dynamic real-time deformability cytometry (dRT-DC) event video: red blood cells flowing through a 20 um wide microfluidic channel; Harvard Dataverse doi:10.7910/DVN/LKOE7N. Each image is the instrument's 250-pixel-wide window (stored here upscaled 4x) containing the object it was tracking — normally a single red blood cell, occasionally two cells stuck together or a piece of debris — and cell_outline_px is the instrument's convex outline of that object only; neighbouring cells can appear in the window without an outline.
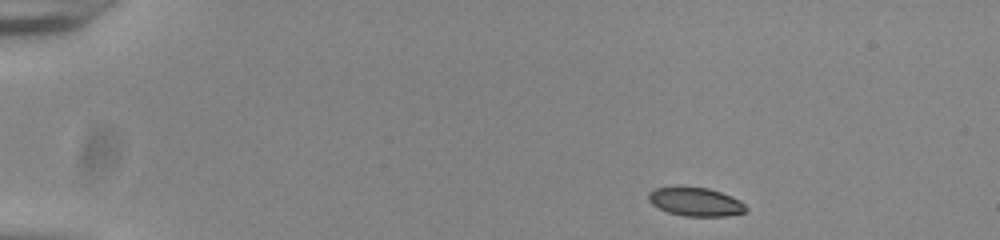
{"species": "common noctule bat (a hibernating species)", "species_latin": "Nyctalus noctula", "temperature_condition": "room temperature", "stored_images_in_passage": 47, "camera_frame_rate_fps": 3000, "um_per_image_px": 0.085, "animal": {"sex": "male", "body_mass_g": 20.0, "forearm_length_mm": 53.3}, "frame": {"image": 1, "passage_image": 1, "time_ms": 0.0, "image_size_px": [1000, 240], "cell_outline_px": [[748, 208], [744, 212], [728, 216], [684, 216], [668, 212], [652, 204], [648, 200], [648, 192], [656, 188], [676, 184], [708, 188], [732, 196], [740, 200]], "centroid_in_image_um": [59.09, 17.11], "position_along_channel_um": 25.9, "area_um2": 16.7}}
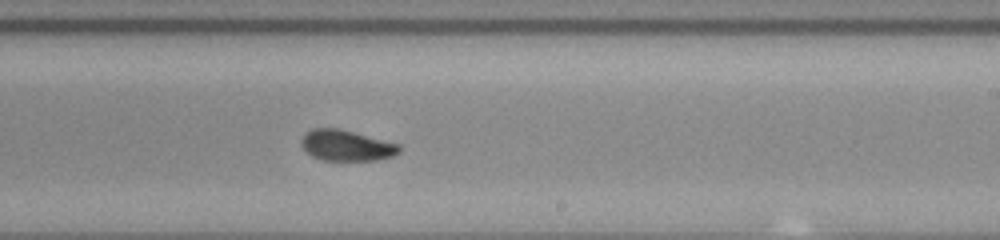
{"frame": {"image": 2, "passage_image": 27, "time_ms": 8.667, "image_size_px": [1000, 240], "cell_outline_px": [[400, 152], [392, 156], [376, 160], [324, 160], [312, 156], [300, 144], [300, 140], [312, 128], [340, 128], [400, 144]], "centroid_in_image_um": [29.46, 12.36], "position_along_channel_um": 259.5, "area_um2": 17.51}}
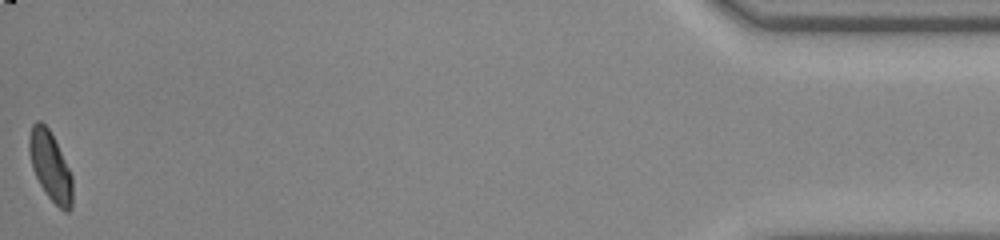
{"frame": {"image": 3, "passage_image": 47, "time_ms": 15.333, "image_size_px": [1000, 240], "cell_outline_px": [[72, 208], [68, 212], [64, 212], [44, 192], [32, 168], [28, 152], [28, 136], [32, 124], [36, 120], [40, 120], [48, 128], [72, 176]], "centroid_in_image_um": [4.25, 14.13], "position_along_channel_um": 431.0, "area_um2": 17.34}, "authors_computed_cell_mechanics": {"area_um2": 17.34, "velocity_mm_per_s": 3.8313, "shape_relaxation_time_tau1_ms": 2.5286, "shape_relaxation_time_tau2_ms": 1.5222, "deformation_change_tau1": 0.1177, "deformation_change_tau2": 0.0669}}